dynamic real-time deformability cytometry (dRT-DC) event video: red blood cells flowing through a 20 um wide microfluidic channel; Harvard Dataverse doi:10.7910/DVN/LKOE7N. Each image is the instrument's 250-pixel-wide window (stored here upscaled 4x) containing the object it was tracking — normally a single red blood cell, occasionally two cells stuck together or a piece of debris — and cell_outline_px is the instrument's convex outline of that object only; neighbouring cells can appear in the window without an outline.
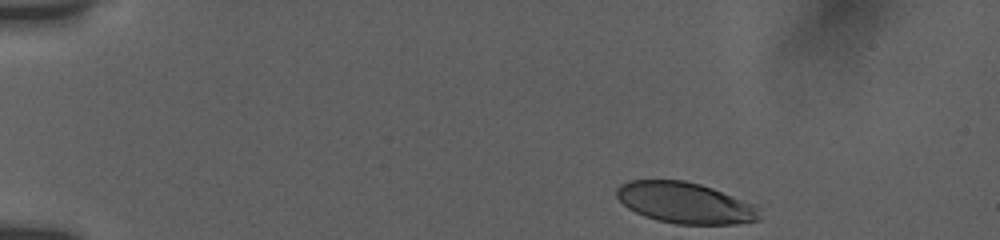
{"species": "human", "species_latin": "Homo sapiens", "temperature_condition": "room temperature", "stored_images_in_passage": 42, "camera_frame_rate_fps": 3000, "um_per_image_px": 0.085, "donor": {"sex": "female"}, "frame": {"image": 1, "passage_image": 1, "time_ms": 0.0, "image_size_px": [1000, 240], "cell_outline_px": [[760, 220], [736, 224], [676, 224], [656, 220], [644, 216], [628, 208], [616, 196], [616, 188], [620, 184], [628, 180], [684, 180], [700, 184], [712, 188], [752, 204], [760, 208]], "centroid_in_image_um": [58.21, 17.24], "position_along_channel_um": 26.8, "area_um2": 34.16}}
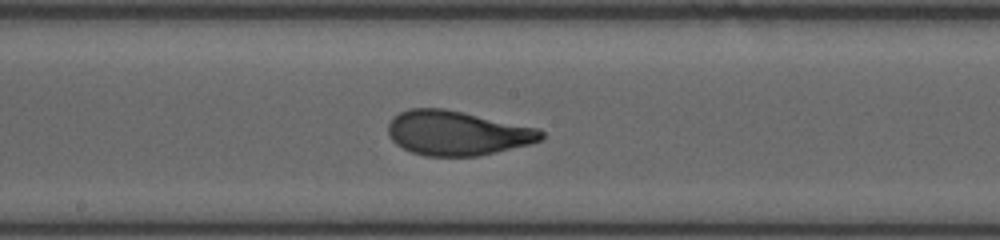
{"frame": {"image": 2, "passage_image": 23, "time_ms": 7.333, "image_size_px": [1000, 240], "cell_outline_px": [[544, 136], [540, 140], [532, 144], [496, 152], [476, 156], [424, 156], [412, 152], [396, 144], [388, 136], [388, 124], [392, 116], [408, 108], [444, 108], [464, 112], [540, 128], [544, 132]], "centroid_in_image_um": [38.86, 11.3], "position_along_channel_um": 209.3, "area_um2": 40.06}}
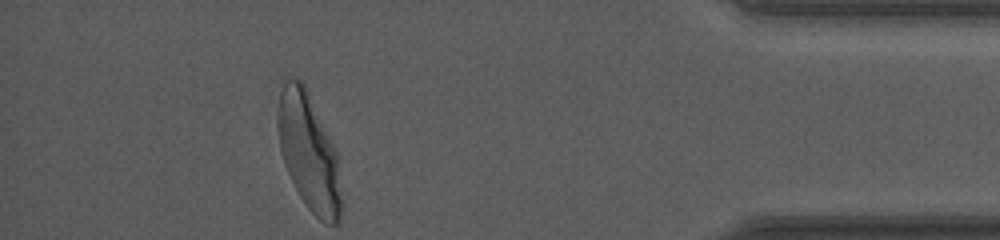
{"frame": {"image": 3, "passage_image": 42, "time_ms": 13.667, "image_size_px": [1000, 240], "cell_outline_px": [[344, 208], [340, 220], [336, 224], [328, 224], [320, 220], [308, 208], [300, 196], [284, 164], [280, 148], [276, 120], [276, 116], [280, 92], [284, 80], [300, 80], [304, 84], [308, 92], [336, 152]], "centroid_in_image_um": [26.25, 12.99], "position_along_channel_um": 408.9, "area_um2": 43.06}, "authors_computed_cell_mechanics": {"area_um2": 39.3618, "velocity_mm_per_s": 3.8041, "shape_relaxation_time_tau1_ms": 4.0707, "shape_relaxation_time_tau2_ms": 0.8555, "deformation_change_tau1": 0.1977, "deformation_change_tau2": 0.078}}